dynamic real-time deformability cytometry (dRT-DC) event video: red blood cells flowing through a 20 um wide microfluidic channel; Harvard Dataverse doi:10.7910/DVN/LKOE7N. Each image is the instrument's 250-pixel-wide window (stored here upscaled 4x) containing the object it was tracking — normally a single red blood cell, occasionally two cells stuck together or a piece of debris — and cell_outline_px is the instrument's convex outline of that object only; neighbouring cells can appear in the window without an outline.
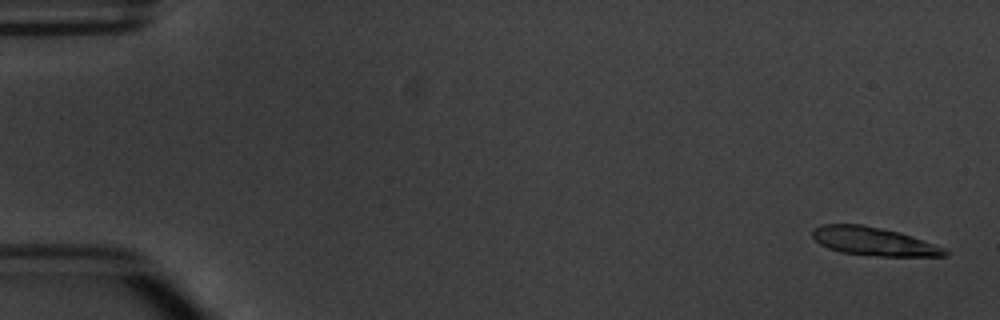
{"species": "common noctule bat (a hibernating species)", "species_latin": "Nyctalus noctula", "temperature_condition": "warm", "stored_images_in_passage": 6, "segment_of_instrument_passage": [2, 2], "camera_frame_rate_fps": 3000, "um_per_image_px": 0.085, "animal": {"sex": "male", "body_mass_g": 20.1, "forearm_length_mm": 53.5}, "frame": {"image": 1, "passage_image": 6, "time_ms": 6.0, "image_size_px": [1000, 320], "cell_outline_px": [[948, 256], [880, 256], [840, 252], [828, 248], [820, 244], [812, 236], [812, 228], [820, 224], [860, 224], [900, 232], [912, 236], [944, 248], [948, 252]], "centroid_in_image_um": [74.22, 20.51], "position_along_channel_um": 10.8, "area_um2": 21.79}}